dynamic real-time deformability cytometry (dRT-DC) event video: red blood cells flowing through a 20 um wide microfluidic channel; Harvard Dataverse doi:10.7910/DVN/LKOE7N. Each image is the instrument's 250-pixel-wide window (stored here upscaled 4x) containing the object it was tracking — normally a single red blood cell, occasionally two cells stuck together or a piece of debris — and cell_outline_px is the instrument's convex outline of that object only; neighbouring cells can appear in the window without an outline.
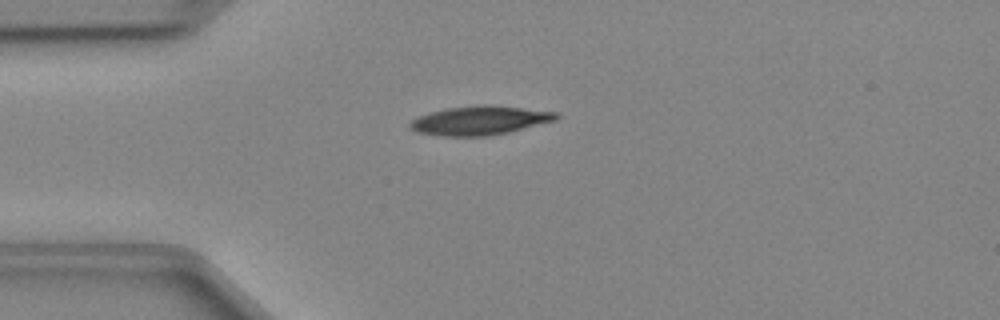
{"species": "Egyptian fruit bat (a non-hibernating species)", "species_latin": "Rousettus aegyptiacus", "temperature_condition": "cold", "stored_images_in_passage": 32, "camera_frame_rate_fps": 3000, "um_per_image_px": 0.085, "animal": {"sex": "female"}, "frame": {"image": 1, "passage_image": 1, "time_ms": 0.0, "image_size_px": [1000, 320], "cell_outline_px": [[560, 116], [556, 120], [508, 132], [488, 136], [444, 136], [416, 132], [408, 128], [408, 124], [412, 120], [428, 112], [444, 108], [476, 104], [492, 104], [556, 112]], "centroid_in_image_um": [40.74, 10.22], "position_along_channel_um": 44.3, "area_um2": 24.91}}
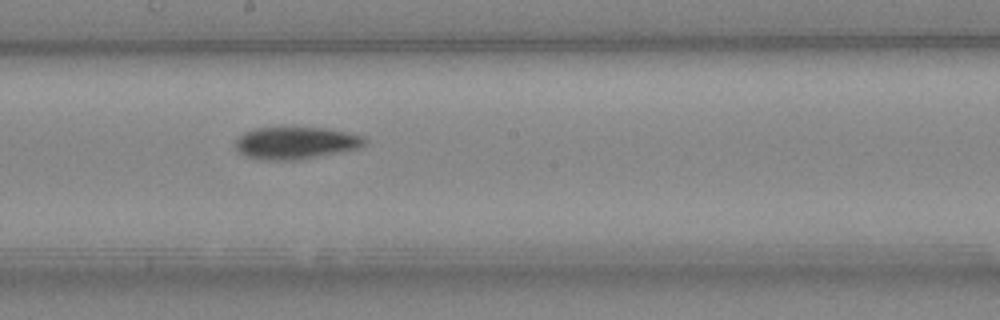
{"frame": {"image": 2, "passage_image": 15, "time_ms": 4.667, "image_size_px": [1000, 320], "cell_outline_px": [[368, 140], [360, 148], [340, 152], [296, 160], [268, 160], [248, 156], [240, 152], [236, 148], [236, 136], [252, 128], [280, 124], [284, 124], [328, 128], [348, 132], [364, 136]], "centroid_in_image_um": [25.13, 12.07], "position_along_channel_um": 223.1, "area_um2": 25.37}}
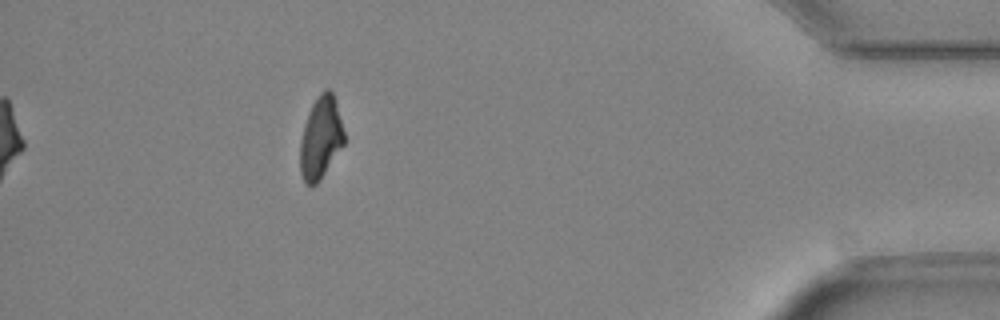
{"frame": {"image": 3, "passage_image": 32, "time_ms": 10.333, "image_size_px": [1000, 320], "cell_outline_px": [[344, 144], [320, 180], [316, 184], [304, 184], [300, 172], [300, 140], [304, 124], [308, 112], [316, 96], [324, 88], [328, 88], [332, 92], [336, 104], [344, 132]], "centroid_in_image_um": [27.24, 11.71], "position_along_channel_um": 408.0, "area_um2": 21.1}}